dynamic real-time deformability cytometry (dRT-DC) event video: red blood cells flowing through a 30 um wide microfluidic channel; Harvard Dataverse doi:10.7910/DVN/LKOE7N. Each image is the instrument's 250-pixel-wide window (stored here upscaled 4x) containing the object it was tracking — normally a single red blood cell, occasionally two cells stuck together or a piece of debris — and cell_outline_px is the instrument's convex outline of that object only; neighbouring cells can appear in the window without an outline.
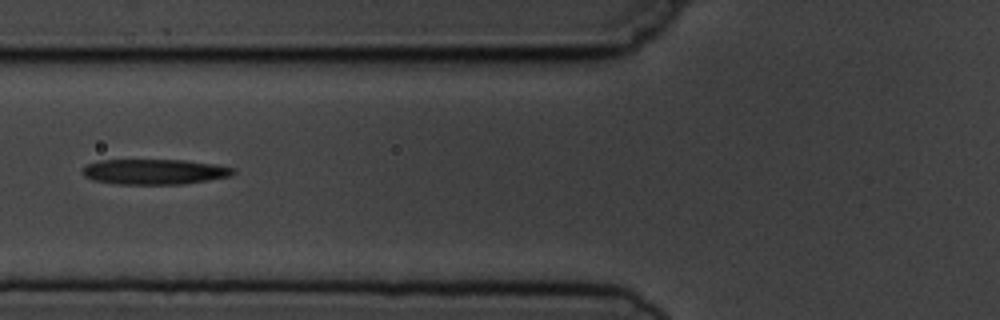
{"species": "common noctule bat (a hibernating species)", "species_latin": "Nyctalus noctula", "temperature_condition": "cold", "stored_images_in_passage": 5, "camera_frame_rate_fps": 3000, "um_per_image_px": 0.085, "animal": {"sex": "male", "body_mass_g": 19.5, "forearm_length_mm": 54.6}, "frame": {"image": 1, "passage_image": 5, "time_ms": 5.333, "image_size_px": [1000, 320], "cell_outline_px": [[236, 172], [232, 176], [184, 184], [116, 184], [92, 180], [84, 176], [84, 168], [88, 164], [100, 160], [184, 160], [216, 164], [236, 168]], "centroid_in_image_um": [13.19, 14.6], "position_along_channel_um": 112.6, "area_um2": 22.31}}